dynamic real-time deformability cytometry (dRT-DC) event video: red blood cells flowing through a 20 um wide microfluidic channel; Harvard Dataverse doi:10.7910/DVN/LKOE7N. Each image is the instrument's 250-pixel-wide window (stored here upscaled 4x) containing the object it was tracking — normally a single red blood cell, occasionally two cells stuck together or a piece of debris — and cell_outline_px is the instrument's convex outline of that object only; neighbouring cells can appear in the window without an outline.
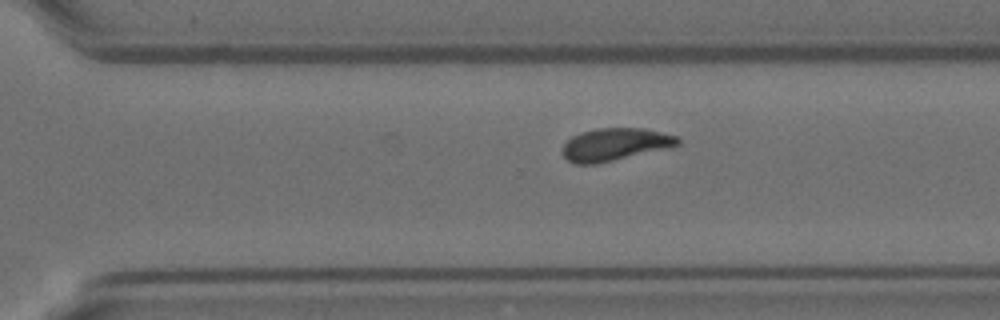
{"species": "Egyptian fruit bat (a non-hibernating species)", "species_latin": "Rousettus aegyptiacus", "temperature_condition": "room temperature", "stored_images_in_passage": 33, "camera_frame_rate_fps": 3000, "um_per_image_px": 0.085, "animal": {"sex": "female"}, "frame": {"image": 1, "passage_image": 28, "time_ms": 9.0, "image_size_px": [1000, 320], "cell_outline_px": [[680, 144], [664, 148], [596, 164], [576, 164], [568, 160], [564, 156], [564, 144], [572, 136], [580, 132], [596, 128], [644, 128], [676, 136], [680, 140]], "centroid_in_image_um": [52.24, 12.26], "position_along_channel_um": 318.4, "area_um2": 21.39}}